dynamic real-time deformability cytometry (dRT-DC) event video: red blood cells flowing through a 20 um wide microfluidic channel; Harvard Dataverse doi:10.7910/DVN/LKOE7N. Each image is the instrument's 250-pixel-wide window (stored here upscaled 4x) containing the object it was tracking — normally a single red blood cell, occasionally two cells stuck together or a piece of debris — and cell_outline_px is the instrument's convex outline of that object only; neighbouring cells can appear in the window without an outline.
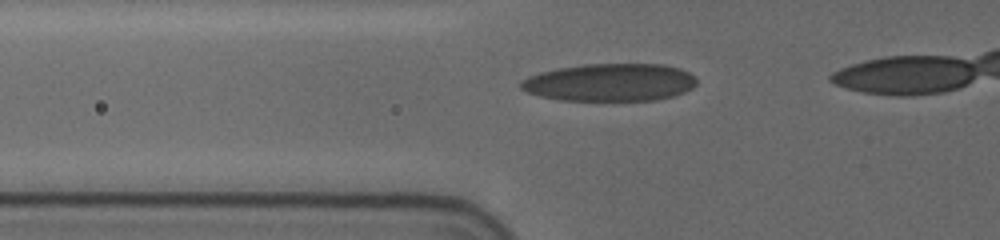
{"species": "human", "species_latin": "Homo sapiens", "temperature_condition": "cold", "stored_images_in_passage": 39, "camera_frame_rate_fps": 3000, "um_per_image_px": 0.085, "donor": {"sex": "female"}, "frame": {"image": 1, "passage_image": 10, "time_ms": 3.0, "image_size_px": [1000, 240], "cell_outline_px": [[696, 84], [692, 88], [684, 92], [672, 96], [656, 100], [560, 100], [540, 96], [528, 92], [520, 88], [520, 80], [528, 76], [540, 72], [556, 68], [584, 64], [664, 64], [680, 68], [688, 72], [696, 80]], "centroid_in_image_um": [51.82, 6.99], "position_along_channel_um": 74.0, "area_um2": 38.61}}
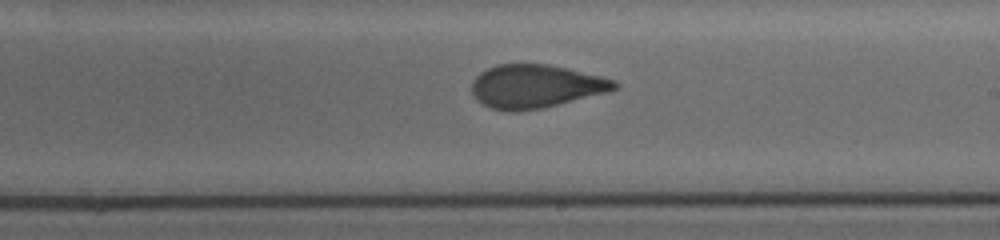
{"frame": {"image": 2, "passage_image": 24, "time_ms": 7.667, "image_size_px": [1000, 240], "cell_outline_px": [[620, 84], [616, 88], [608, 92], [540, 108], [516, 112], [492, 108], [476, 100], [472, 92], [472, 80], [480, 72], [496, 64], [548, 64], [600, 76], [616, 80]], "centroid_in_image_um": [45.51, 7.33], "position_along_channel_um": 243.5, "area_um2": 35.78}}
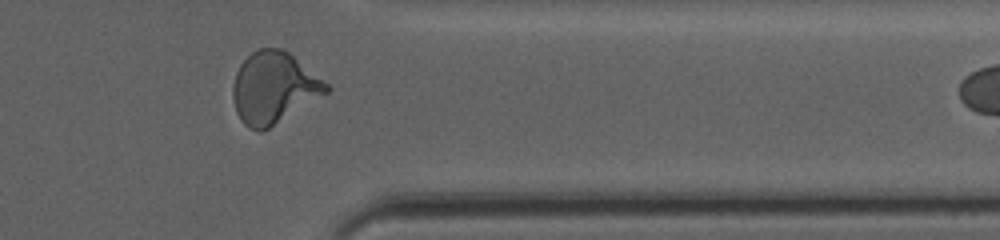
{"frame": {"image": 3, "passage_image": 36, "time_ms": 11.667, "image_size_px": [1000, 240], "cell_outline_px": [[332, 88], [328, 92], [268, 128], [260, 132], [248, 128], [244, 124], [236, 112], [232, 92], [232, 88], [236, 72], [240, 64], [252, 52], [260, 48], [280, 48], [288, 52], [328, 84]], "centroid_in_image_um": [23.24, 7.46], "position_along_channel_um": 388.2, "area_um2": 38.32}}